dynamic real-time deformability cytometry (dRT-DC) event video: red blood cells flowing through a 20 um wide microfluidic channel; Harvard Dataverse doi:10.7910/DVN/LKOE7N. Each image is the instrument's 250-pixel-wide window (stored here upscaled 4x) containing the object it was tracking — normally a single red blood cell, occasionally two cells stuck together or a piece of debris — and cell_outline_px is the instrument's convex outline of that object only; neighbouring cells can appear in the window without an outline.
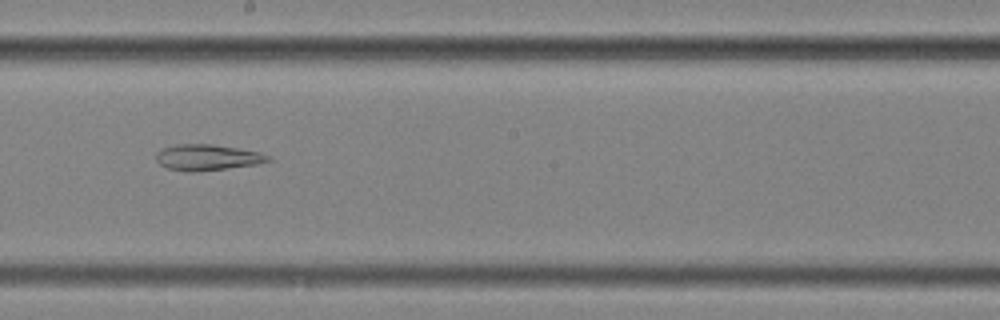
{"species": "common noctule bat (a hibernating species)", "species_latin": "Nyctalus noctula", "temperature_condition": "cold", "stored_images_in_passage": 9, "segment_of_instrument_passage": [2, 2], "camera_frame_rate_fps": 3000, "um_per_image_px": 0.085, "animal": {"sex": "female", "body_mass_g": 25.1}, "frame": {"image": 1, "passage_image": 9, "time_ms": 2.667, "image_size_px": [1000, 320], "cell_outline_px": [[272, 160], [256, 164], [228, 168], [196, 172], [188, 172], [168, 168], [160, 164], [156, 160], [156, 152], [160, 148], [176, 144], [212, 144], [260, 152], [268, 156]], "centroid_in_image_um": [17.57, 13.38], "position_along_channel_um": 230.6, "area_um2": 16.94}}